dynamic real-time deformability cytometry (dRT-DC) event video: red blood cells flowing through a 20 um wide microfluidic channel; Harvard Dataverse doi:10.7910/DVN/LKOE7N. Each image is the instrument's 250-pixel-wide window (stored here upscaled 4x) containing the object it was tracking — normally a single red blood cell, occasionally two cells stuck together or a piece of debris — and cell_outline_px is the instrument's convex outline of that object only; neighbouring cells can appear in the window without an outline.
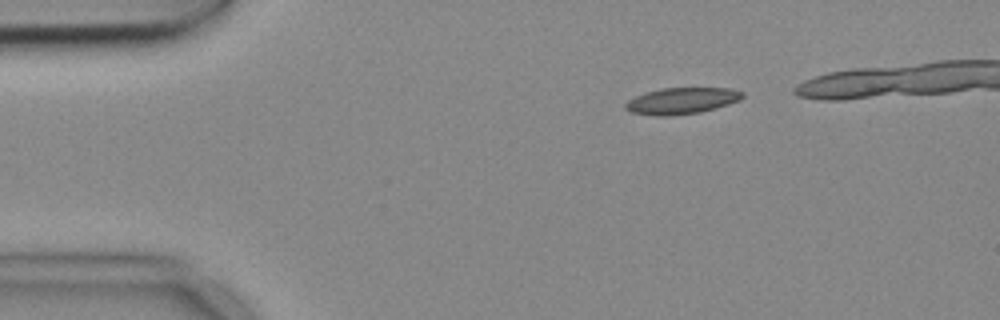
{"species": "common noctule bat (a hibernating species)", "species_latin": "Nyctalus noctula", "temperature_condition": "cold", "stored_images_in_passage": 8, "camera_frame_rate_fps": 3000, "um_per_image_px": 0.085, "animal": {"sex": "female", "body_mass_g": 18.4}, "frame": {"image": 1, "passage_image": 2, "time_ms": 0.333, "image_size_px": [1000, 320], "cell_outline_px": [[744, 96], [740, 100], [728, 104], [700, 112], [672, 116], [656, 116], [632, 112], [624, 108], [624, 104], [628, 100], [636, 96], [648, 92], [664, 88], [728, 88], [744, 92]], "centroid_in_image_um": [57.94, 8.57], "position_along_channel_um": 27.1, "area_um2": 17.86}}
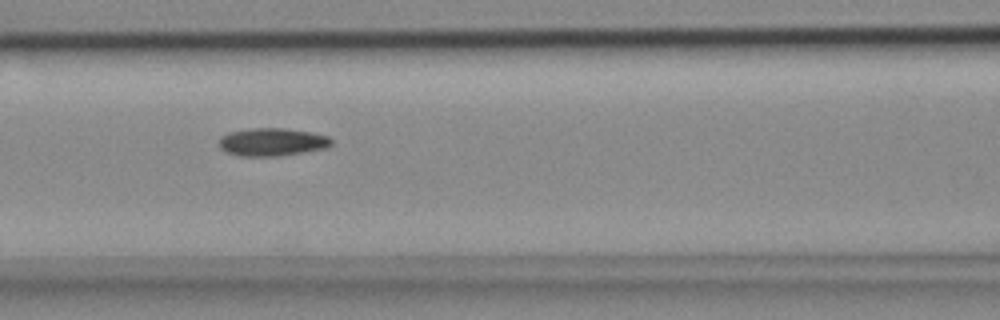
{"frame": {"image": 2, "passage_image": 6, "time_ms": 1.667, "image_size_px": [1000, 320], "cell_outline_px": [[332, 144], [328, 148], [276, 156], [240, 156], [228, 152], [220, 148], [220, 136], [228, 132], [252, 128], [284, 128], [312, 132], [328, 136], [332, 140]], "centroid_in_image_um": [23.15, 12.06], "position_along_channel_um": 143.5, "area_um2": 18.26}}